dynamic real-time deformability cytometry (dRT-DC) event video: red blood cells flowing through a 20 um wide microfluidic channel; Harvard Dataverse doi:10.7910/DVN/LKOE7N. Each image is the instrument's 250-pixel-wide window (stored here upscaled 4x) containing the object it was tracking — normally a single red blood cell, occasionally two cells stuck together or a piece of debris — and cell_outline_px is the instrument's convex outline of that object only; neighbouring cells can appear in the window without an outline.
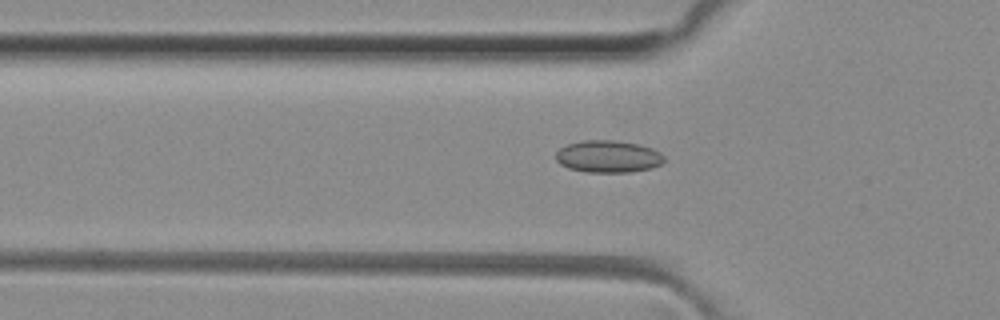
{"species": "common noctule bat (a hibernating species)", "species_latin": "Nyctalus noctula", "temperature_condition": "room temperature", "stored_images_in_passage": 36, "camera_frame_rate_fps": 3000, "um_per_image_px": 0.085, "animal": {"sex": "female", "body_mass_g": 29.2, "forearm_length_mm": 56.3}, "frame": {"image": 1, "passage_image": 6, "time_ms": 1.667, "image_size_px": [1000, 320], "cell_outline_px": [[664, 160], [660, 164], [652, 168], [632, 172], [588, 172], [568, 168], [560, 164], [556, 160], [556, 152], [560, 148], [568, 144], [584, 140], [616, 140], [640, 144], [652, 148], [660, 152], [664, 156]], "centroid_in_image_um": [51.7, 13.3], "position_along_channel_um": 74.1, "area_um2": 20.4}}
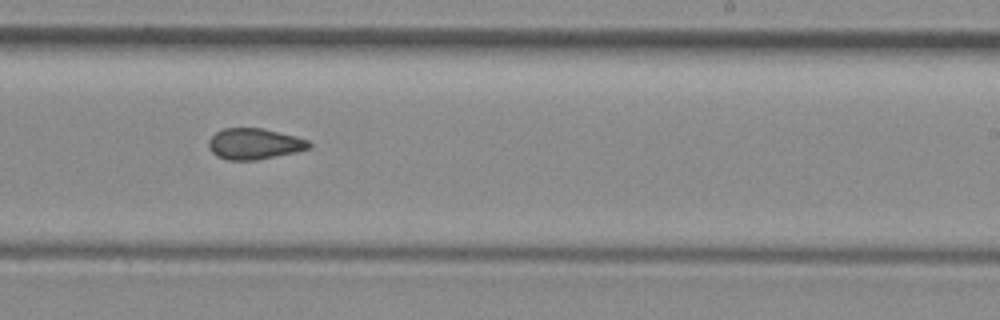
{"frame": {"image": 2, "passage_image": 20, "time_ms": 6.333, "image_size_px": [1000, 320], "cell_outline_px": [[312, 144], [308, 148], [296, 152], [256, 160], [228, 160], [216, 156], [208, 148], [208, 140], [216, 132], [224, 128], [264, 128], [296, 136], [308, 140]], "centroid_in_image_um": [21.6, 12.22], "position_along_channel_um": 267.4, "area_um2": 18.21}}
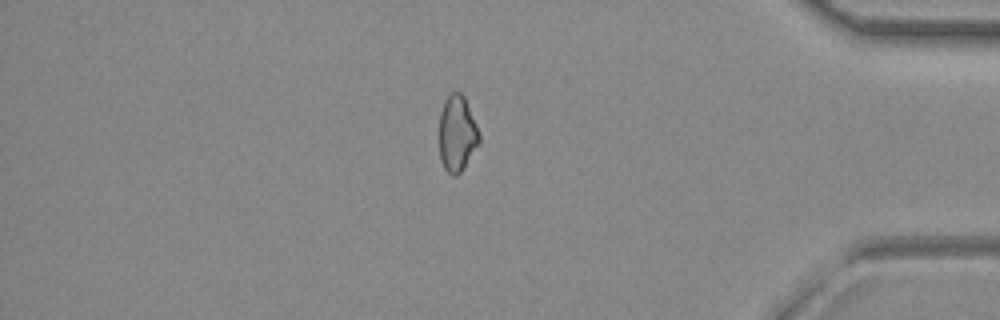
{"frame": {"image": 3, "passage_image": 32, "time_ms": 10.333, "image_size_px": [1000, 320], "cell_outline_px": [[480, 144], [460, 172], [456, 176], [452, 176], [444, 168], [440, 160], [440, 112], [444, 100], [452, 92], [460, 92], [464, 96], [476, 124], [480, 136]], "centroid_in_image_um": [38.86, 11.36], "position_along_channel_um": 396.3, "area_um2": 17.69}, "authors_computed_cell_mechanics": {"area_um2": 18.4093, "velocity_mm_per_s": 4.1346, "shape_relaxation_time_tau1_ms": null, "shape_relaxation_time_tau2_ms": 2.4489, "deformation_change_tau1": null, "deformation_change_tau2": 0.0864}}